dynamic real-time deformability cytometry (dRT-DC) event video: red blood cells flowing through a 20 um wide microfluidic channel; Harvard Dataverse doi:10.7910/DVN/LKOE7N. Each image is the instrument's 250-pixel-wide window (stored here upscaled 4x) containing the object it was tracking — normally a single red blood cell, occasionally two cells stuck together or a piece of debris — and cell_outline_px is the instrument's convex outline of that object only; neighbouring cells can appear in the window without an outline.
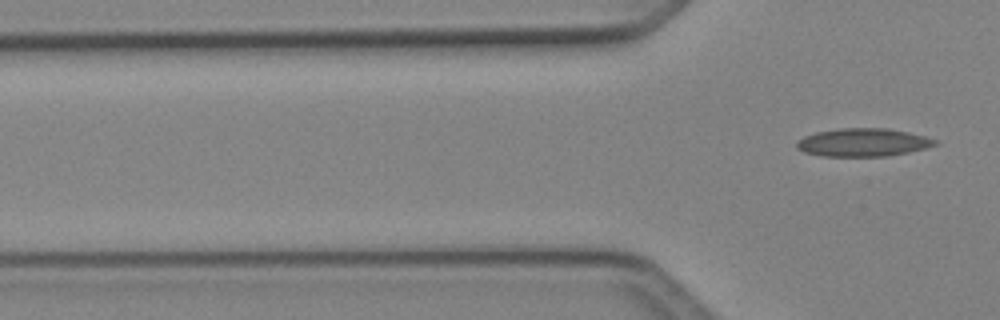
{"species": "Egyptian fruit bat (a non-hibernating species)", "species_latin": "Rousettus aegyptiacus", "temperature_condition": "cold", "stored_images_in_passage": 4, "camera_frame_rate_fps": 3000, "um_per_image_px": 0.085, "animal": {"sex": "female"}, "frame": {"image": 1, "passage_image": 4, "time_ms": 1.0, "image_size_px": [1000, 320], "cell_outline_px": [[940, 144], [908, 152], [888, 156], [820, 156], [804, 152], [796, 148], [796, 144], [804, 136], [816, 132], [840, 128], [888, 128], [908, 132], [924, 136], [936, 140]], "centroid_in_image_um": [73.35, 12.1], "position_along_channel_um": 52.4, "area_um2": 22.6}}